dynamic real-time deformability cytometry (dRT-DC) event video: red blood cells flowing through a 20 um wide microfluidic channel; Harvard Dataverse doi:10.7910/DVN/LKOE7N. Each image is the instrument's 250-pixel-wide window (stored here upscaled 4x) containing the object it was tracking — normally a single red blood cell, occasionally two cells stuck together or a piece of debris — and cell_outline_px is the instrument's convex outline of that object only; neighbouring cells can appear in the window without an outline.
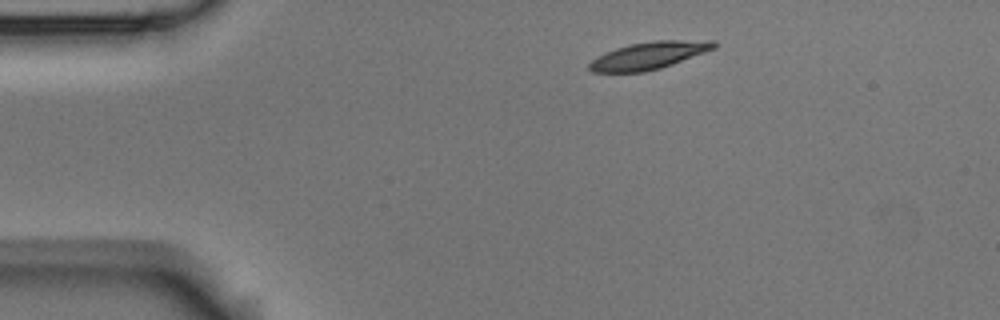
{"species": "Egyptian fruit bat (a non-hibernating species)", "species_latin": "Rousettus aegyptiacus", "temperature_condition": "room temperature", "stored_images_in_passage": 4, "camera_frame_rate_fps": 3000, "um_per_image_px": 0.085, "animal": {"sex": "male"}, "frame": {"image": 1, "passage_image": 1, "time_ms": 0.0, "image_size_px": [1000, 320], "cell_outline_px": [[720, 44], [716, 48], [672, 64], [660, 68], [644, 72], [592, 72], [588, 68], [588, 64], [596, 56], [604, 52], [628, 44], [652, 40], [716, 40]], "centroid_in_image_um": [55.17, 4.7], "position_along_channel_um": 29.8, "area_um2": 20.11}}
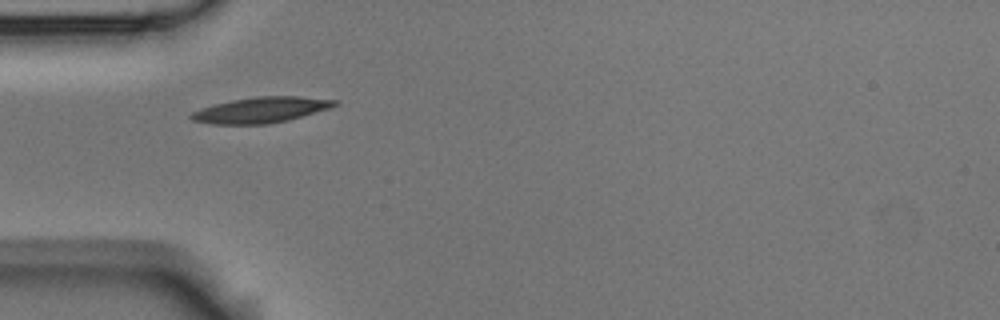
{"frame": {"image": 2, "passage_image": 3, "time_ms": 0.667, "image_size_px": [1000, 320], "cell_outline_px": [[340, 104], [332, 108], [288, 120], [268, 124], [212, 124], [192, 120], [188, 116], [192, 112], [200, 108], [232, 100], [256, 96], [300, 96], [340, 100]], "centroid_in_image_um": [22.25, 9.34], "position_along_channel_um": 62.8, "area_um2": 21.68}}
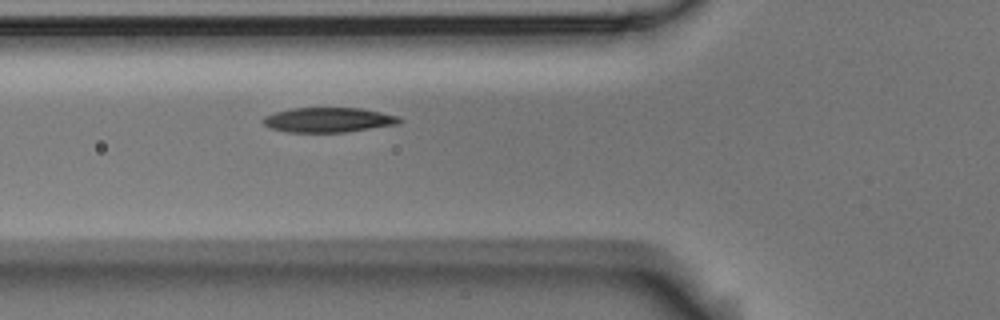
{"frame": {"image": 3, "passage_image": 4, "time_ms": 1.0, "image_size_px": [1000, 320], "cell_outline_px": [[404, 120], [400, 124], [344, 132], [284, 132], [268, 128], [260, 120], [264, 116], [276, 112], [292, 108], [360, 108], [400, 116]], "centroid_in_image_um": [27.91, 10.19], "position_along_channel_um": 97.9, "area_um2": 19.88}}